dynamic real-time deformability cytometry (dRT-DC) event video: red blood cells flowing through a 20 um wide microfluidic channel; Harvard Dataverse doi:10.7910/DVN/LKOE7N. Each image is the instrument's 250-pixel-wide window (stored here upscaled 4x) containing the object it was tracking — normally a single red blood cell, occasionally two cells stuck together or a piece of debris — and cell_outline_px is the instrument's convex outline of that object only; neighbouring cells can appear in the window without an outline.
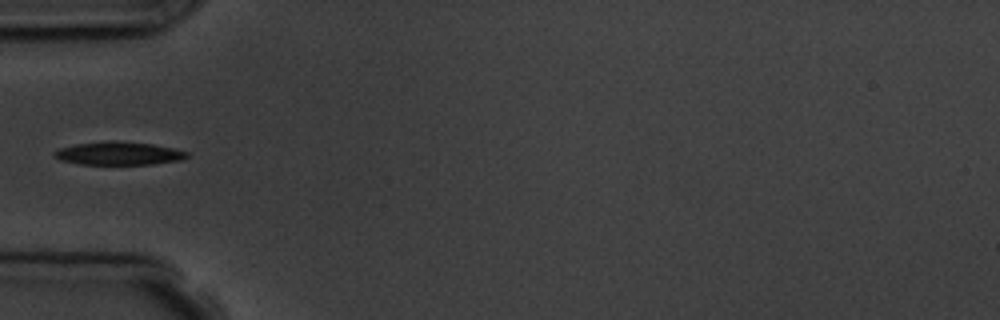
{"species": "common noctule bat (a hibernating species)", "species_latin": "Nyctalus noctula", "temperature_condition": "room temperature", "stored_images_in_passage": 5, "camera_frame_rate_fps": 3000, "um_per_image_px": 0.085, "animal": {"sex": "male", "body_mass_g": 19.5, "forearm_length_mm": 54.6}, "frame": {"image": 1, "passage_image": 4, "time_ms": 3.333, "image_size_px": [1000, 320], "cell_outline_px": [[188, 156], [184, 160], [152, 164], [80, 164], [60, 160], [52, 156], [52, 152], [60, 148], [76, 144], [108, 140], [116, 140], [152, 144], [172, 148], [188, 152]], "centroid_in_image_um": [10.07, 13.03], "position_along_channel_um": 74.9, "area_um2": 18.03}}